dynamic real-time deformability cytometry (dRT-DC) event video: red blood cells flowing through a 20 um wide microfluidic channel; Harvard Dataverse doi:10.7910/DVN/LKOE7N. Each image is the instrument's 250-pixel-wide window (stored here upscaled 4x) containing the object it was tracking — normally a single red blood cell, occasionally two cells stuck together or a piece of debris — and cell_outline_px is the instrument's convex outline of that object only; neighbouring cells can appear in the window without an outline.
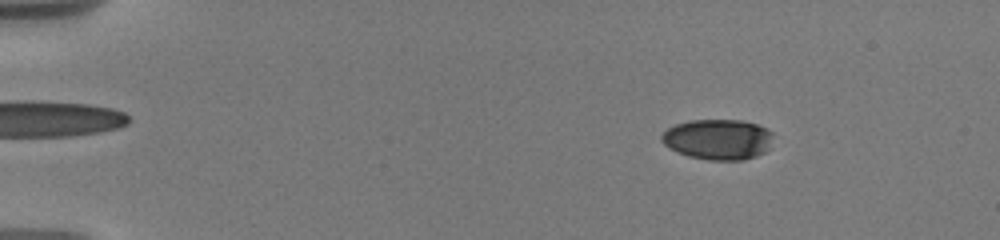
{"species": "human", "species_latin": "Homo sapiens", "temperature_condition": "warm", "stored_images_in_passage": 11, "camera_frame_rate_fps": 3000, "um_per_image_px": 0.085, "donor": {"sex": "male"}, "frame": {"image": 1, "passage_image": 4, "time_ms": 2.333, "image_size_px": [1000, 240], "cell_outline_px": [[772, 132], [768, 148], [764, 152], [756, 156], [744, 160], [708, 160], [688, 156], [676, 152], [668, 148], [660, 140], [660, 136], [668, 128], [676, 124], [688, 120], [740, 120], [756, 124], [768, 128]], "centroid_in_image_um": [60.99, 11.85], "position_along_channel_um": 24.0, "area_um2": 26.41}}
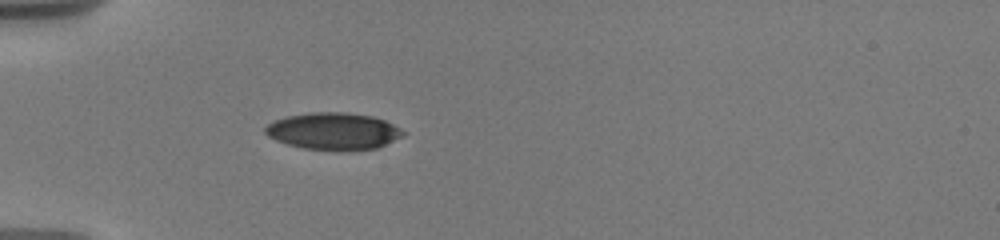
{"frame": {"image": 2, "passage_image": 8, "time_ms": 5.667, "image_size_px": [1000, 240], "cell_outline_px": [[408, 132], [404, 136], [376, 148], [340, 152], [304, 148], [288, 144], [276, 140], [268, 136], [264, 132], [264, 128], [268, 124], [276, 120], [288, 116], [308, 112], [348, 112], [372, 116], [384, 120]], "centroid_in_image_um": [28.37, 11.16], "position_along_channel_um": 56.6, "area_um2": 30.06}}
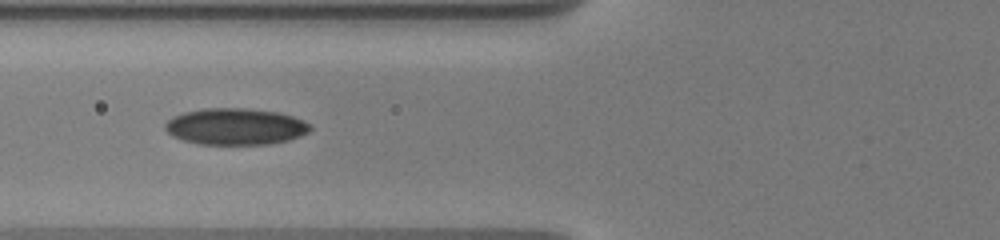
{"frame": {"image": 3, "passage_image": 10, "time_ms": 7.333, "image_size_px": [1000, 240], "cell_outline_px": [[312, 128], [308, 132], [300, 136], [288, 140], [268, 144], [200, 144], [184, 140], [172, 136], [164, 128], [164, 124], [172, 116], [184, 112], [204, 108], [248, 108], [280, 112], [304, 120], [312, 124]], "centroid_in_image_um": [20.03, 10.74], "position_along_channel_um": 105.8, "area_um2": 31.1}}